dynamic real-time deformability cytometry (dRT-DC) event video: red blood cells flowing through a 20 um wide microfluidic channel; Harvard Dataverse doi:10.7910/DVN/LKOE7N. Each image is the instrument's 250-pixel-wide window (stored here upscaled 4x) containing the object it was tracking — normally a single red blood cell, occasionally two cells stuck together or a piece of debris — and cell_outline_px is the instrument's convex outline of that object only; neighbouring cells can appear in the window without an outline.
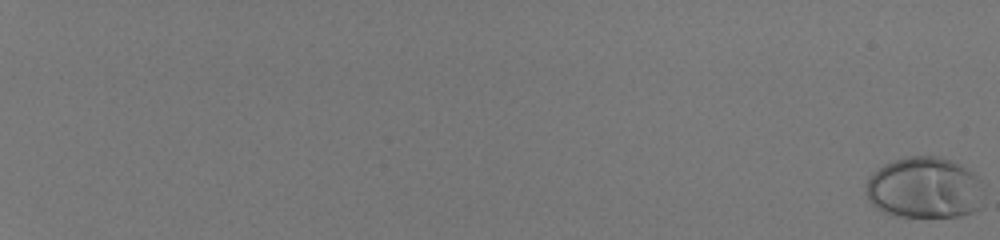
{"species": "human", "species_latin": "Homo sapiens", "temperature_condition": "room temperature", "stored_images_in_passage": 58, "camera_frame_rate_fps": 3000, "um_per_image_px": 0.085, "donor": {"sex": "male"}, "frame": {"image": 1, "passage_image": 1, "time_ms": 0.0, "image_size_px": [1000, 240], "cell_outline_px": [[984, 184], [980, 208], [972, 212], [960, 216], [900, 216], [884, 212], [876, 208], [868, 200], [864, 192], [868, 180], [884, 164], [908, 156], [936, 156], [952, 160], [960, 164], [972, 172]], "centroid_in_image_um": [78.61, 15.97], "position_along_channel_um": 6.4, "area_um2": 42.14}}
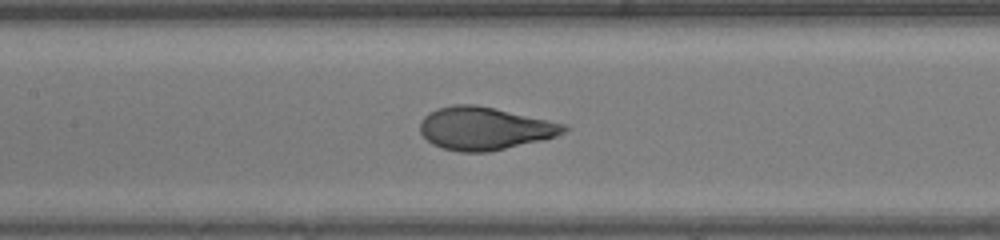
{"frame": {"image": 2, "passage_image": 35, "time_ms": 11.333, "image_size_px": [1000, 240], "cell_outline_px": [[572, 128], [556, 136], [544, 140], [488, 152], [460, 152], [444, 148], [432, 144], [420, 132], [420, 120], [428, 112], [436, 108], [452, 104], [476, 104], [548, 120], [564, 124]], "centroid_in_image_um": [41.18, 10.91], "position_along_channel_um": 166.2, "area_um2": 36.01}}
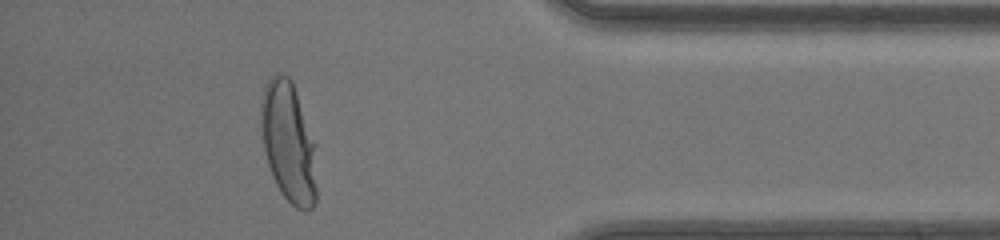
{"frame": {"image": 3, "passage_image": 54, "time_ms": 17.667, "image_size_px": [1000, 240], "cell_outline_px": [[316, 200], [312, 208], [304, 212], [296, 208], [284, 196], [276, 184], [272, 176], [268, 164], [264, 148], [260, 120], [260, 100], [264, 88], [268, 80], [276, 72], [280, 72], [288, 76], [292, 80], [316, 144]], "centroid_in_image_um": [24.53, 12.08], "position_along_channel_um": 410.7, "area_um2": 39.59}, "authors_computed_cell_mechanics": {"area_um2": 36.5585, "velocity_mm_per_s": 4.1678, "shape_relaxation_time_tau1_ms": 3.845, "shape_relaxation_time_tau2_ms": null, "deformation_change_tau1": 0.2421, "deformation_change_tau2": null}}